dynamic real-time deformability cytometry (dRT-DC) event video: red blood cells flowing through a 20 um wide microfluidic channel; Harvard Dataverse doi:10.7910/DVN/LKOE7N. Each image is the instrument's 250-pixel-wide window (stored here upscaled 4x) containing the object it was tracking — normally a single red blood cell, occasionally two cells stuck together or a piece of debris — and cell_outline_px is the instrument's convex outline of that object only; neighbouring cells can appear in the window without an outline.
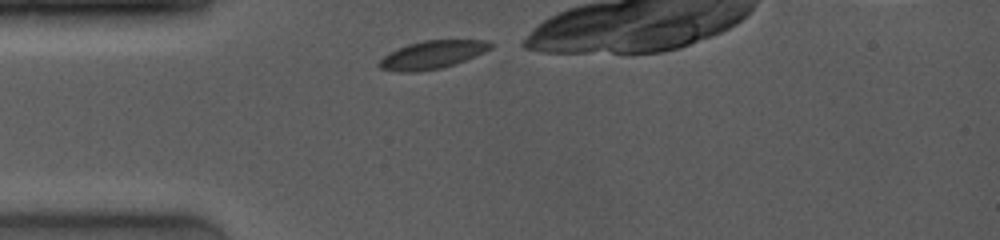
{"species": "common noctule bat (a hibernating species)", "species_latin": "Nyctalus noctula", "temperature_condition": "room temperature", "stored_images_in_passage": 1, "camera_frame_rate_fps": 4000, "um_per_image_px": 0.085, "animal": {"sex": "female", "body_mass_g": 19.0, "forearm_length_mm": 53.3}, "frame": {"image": 1, "passage_image": 1, "time_ms": 0.0, "image_size_px": [1000, 240], "cell_outline_px": [[496, 44], [492, 48], [484, 52], [456, 64], [440, 68], [416, 72], [400, 72], [380, 68], [376, 64], [384, 56], [408, 44], [424, 40], [488, 40]], "centroid_in_image_um": [36.79, 4.65], "position_along_channel_um": 48.2, "area_um2": 18.15}}